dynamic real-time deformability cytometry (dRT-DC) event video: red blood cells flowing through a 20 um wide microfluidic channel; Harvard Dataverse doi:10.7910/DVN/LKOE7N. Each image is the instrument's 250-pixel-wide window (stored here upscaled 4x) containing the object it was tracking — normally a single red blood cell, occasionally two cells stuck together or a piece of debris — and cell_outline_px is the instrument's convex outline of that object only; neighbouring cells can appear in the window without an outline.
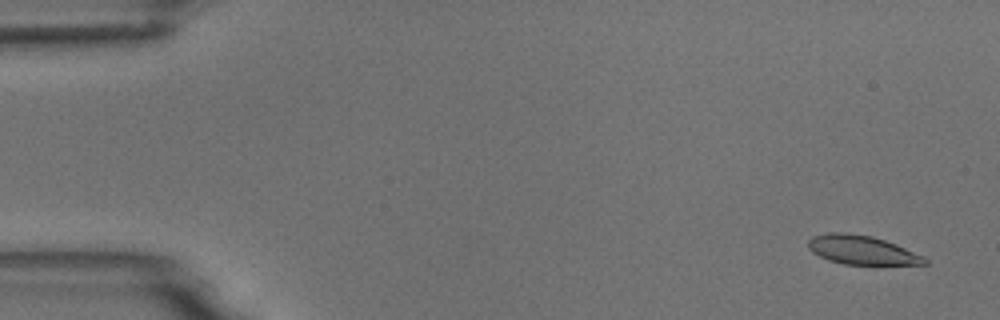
{"species": "common noctule bat (a hibernating species)", "species_latin": "Nyctalus noctula", "temperature_condition": "room temperature", "stored_images_in_passage": 6, "camera_frame_rate_fps": 3000, "um_per_image_px": 0.085, "animal": {"sex": "male", "body_mass_g": 18.8}, "frame": {"image": 1, "passage_image": 1, "time_ms": 0.0, "image_size_px": [1000, 320], "cell_outline_px": [[928, 264], [844, 264], [828, 260], [812, 252], [808, 248], [808, 240], [812, 236], [828, 232], [848, 232], [872, 236], [896, 244], [924, 256], [928, 260]], "centroid_in_image_um": [73.23, 21.23], "position_along_channel_um": 11.8, "area_um2": 19.65}}
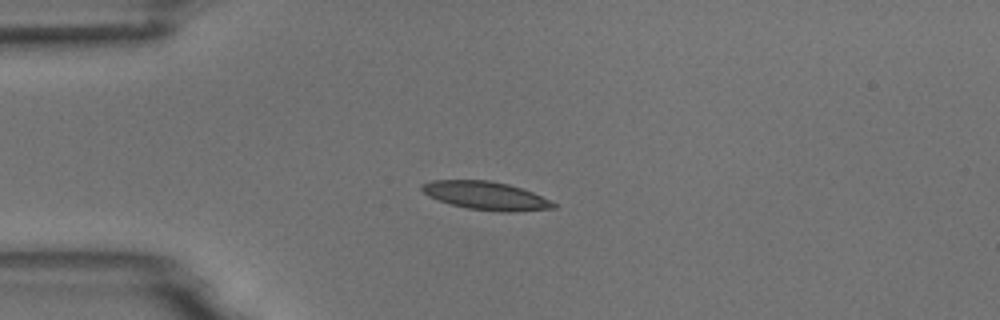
{"frame": {"image": 2, "passage_image": 4, "time_ms": 3.667, "image_size_px": [1000, 320], "cell_outline_px": [[556, 208], [512, 212], [500, 212], [468, 208], [452, 204], [428, 196], [420, 188], [420, 184], [432, 180], [488, 180], [508, 184], [532, 192], [556, 204]], "centroid_in_image_um": [41.28, 16.63], "position_along_channel_um": 43.7, "area_um2": 21.44}}